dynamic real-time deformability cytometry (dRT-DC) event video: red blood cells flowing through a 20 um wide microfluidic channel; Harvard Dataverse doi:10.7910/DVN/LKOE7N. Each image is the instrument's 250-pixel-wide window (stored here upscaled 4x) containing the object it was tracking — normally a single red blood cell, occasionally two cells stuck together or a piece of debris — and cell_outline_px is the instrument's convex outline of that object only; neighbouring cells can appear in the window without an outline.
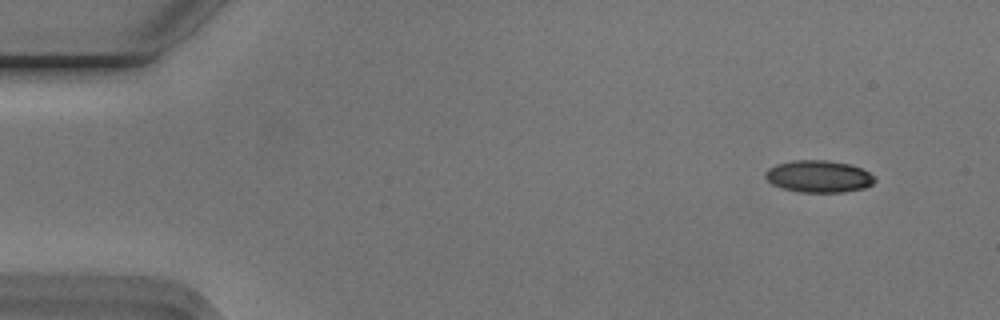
{"species": "Egyptian fruit bat (a non-hibernating species)", "species_latin": "Rousettus aegyptiacus", "temperature_condition": "cold", "stored_images_in_passage": 4, "camera_frame_rate_fps": 3000, "um_per_image_px": 0.085, "animal": {"sex": "male"}, "frame": {"image": 1, "passage_image": 1, "time_ms": 0.0, "image_size_px": [1000, 320], "cell_outline_px": [[876, 180], [872, 184], [864, 188], [844, 192], [800, 192], [780, 188], [772, 184], [764, 176], [764, 172], [768, 168], [776, 164], [792, 160], [828, 160], [848, 164], [860, 168], [868, 172]], "centroid_in_image_um": [69.54, 14.99], "position_along_channel_um": 15.5, "area_um2": 20.46}}